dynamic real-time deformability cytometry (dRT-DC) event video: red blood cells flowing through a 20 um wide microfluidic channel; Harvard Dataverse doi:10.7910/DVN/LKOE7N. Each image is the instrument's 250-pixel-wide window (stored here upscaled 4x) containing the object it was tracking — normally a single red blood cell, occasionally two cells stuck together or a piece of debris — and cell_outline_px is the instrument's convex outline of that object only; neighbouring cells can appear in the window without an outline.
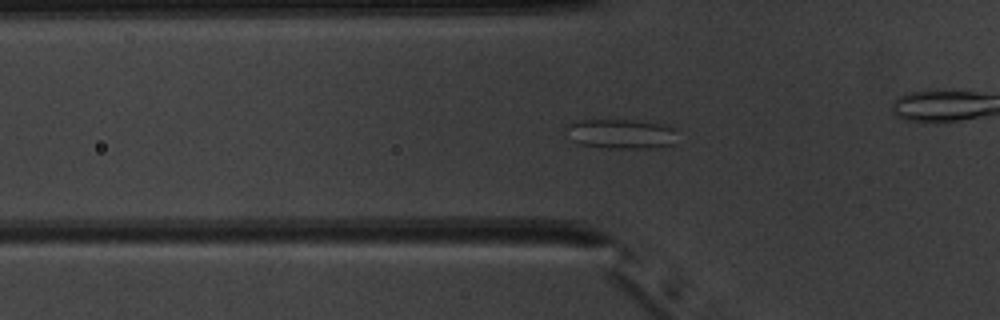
{"species": "common noctule bat (a hibernating species)", "species_latin": "Nyctalus noctula", "temperature_condition": "warm", "stored_images_in_passage": 49, "camera_frame_rate_fps": 3000, "um_per_image_px": 0.085, "animal": {"sex": "male", "body_mass_g": 20.1, "forearm_length_mm": 53.5}, "frame": {"image": 1, "passage_image": 14, "time_ms": 4.333, "image_size_px": [1000, 320], "cell_outline_px": [[676, 144], [652, 148], [608, 148], [580, 144], [572, 140], [564, 128], [568, 124], [580, 120], [636, 120], [664, 124], [672, 128]], "centroid_in_image_um": [52.77, 11.38], "position_along_channel_um": 73.0, "area_um2": 19.19}}
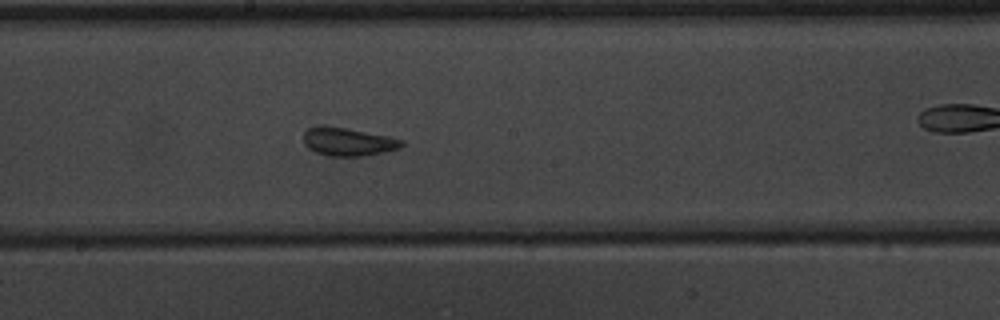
{"frame": {"image": 2, "passage_image": 25, "time_ms": 8.0, "image_size_px": [1000, 320], "cell_outline_px": [[404, 144], [400, 148], [384, 152], [364, 156], [328, 156], [316, 152], [308, 148], [304, 144], [304, 132], [308, 128], [344, 128], [388, 136], [404, 140]], "centroid_in_image_um": [29.63, 12.09], "position_along_channel_um": 218.6, "area_um2": 15.66}}
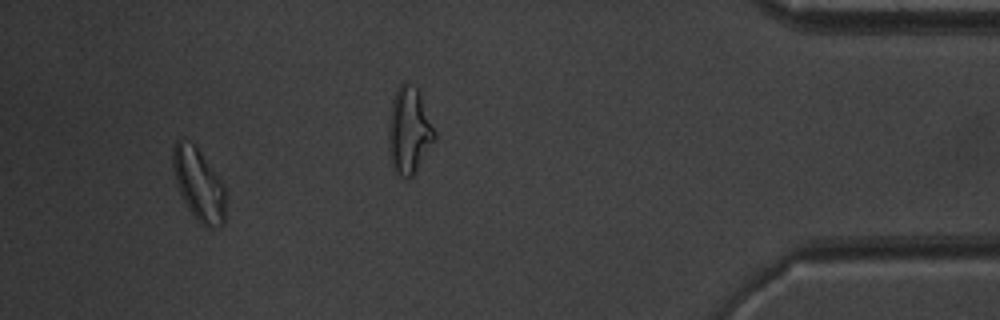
{"frame": {"image": 3, "passage_image": 45, "time_ms": 14.667, "image_size_px": [1000, 320], "cell_outline_px": [[224, 224], [216, 228], [208, 228], [200, 224], [196, 220], [188, 208], [180, 192], [172, 168], [172, 148], [176, 140], [184, 136], [200, 152], [224, 184]], "centroid_in_image_um": [16.87, 15.67], "position_along_channel_um": 418.3, "area_um2": 22.14}, "authors_computed_cell_mechanics": {"area_um2": 18.4382, "velocity_mm_per_s": 3.9696, "shape_relaxation_time_tau1_ms": 9.9274, "shape_relaxation_time_tau2_ms": 1.3731, "deformation_change_tau1": 0.1476, "deformation_change_tau2": 0.0975}}